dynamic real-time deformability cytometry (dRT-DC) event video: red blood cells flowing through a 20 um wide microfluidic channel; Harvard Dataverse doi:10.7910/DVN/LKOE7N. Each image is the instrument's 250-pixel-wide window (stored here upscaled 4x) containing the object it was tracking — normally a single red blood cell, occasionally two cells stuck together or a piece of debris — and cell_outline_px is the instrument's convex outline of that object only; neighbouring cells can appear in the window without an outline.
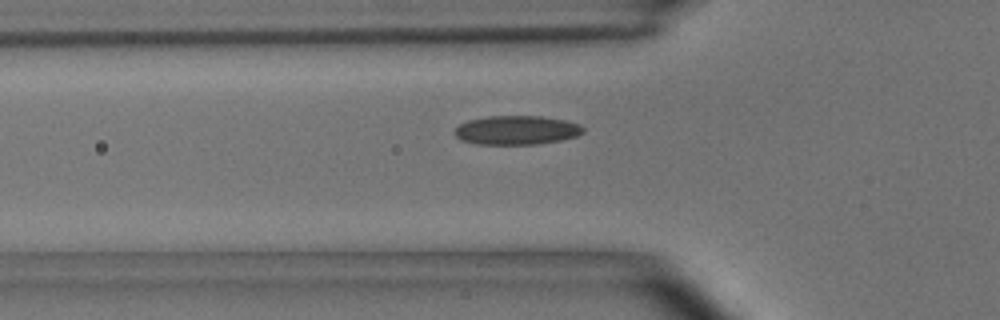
{"species": "common noctule bat (a hibernating species)", "species_latin": "Nyctalus noctula", "temperature_condition": "room temperature", "stored_images_in_passage": 39, "camera_frame_rate_fps": 3000, "um_per_image_px": 0.085, "animal": {"sex": "male", "body_mass_g": 15.6}, "frame": {"image": 1, "passage_image": 3, "time_ms": 0.667, "image_size_px": [1000, 320], "cell_outline_px": [[584, 132], [576, 136], [560, 140], [536, 144], [476, 144], [460, 140], [452, 132], [460, 124], [468, 120], [488, 116], [540, 116], [564, 120], [580, 124], [584, 128]], "centroid_in_image_um": [43.89, 11.06], "position_along_channel_um": 81.9, "area_um2": 21.73}}
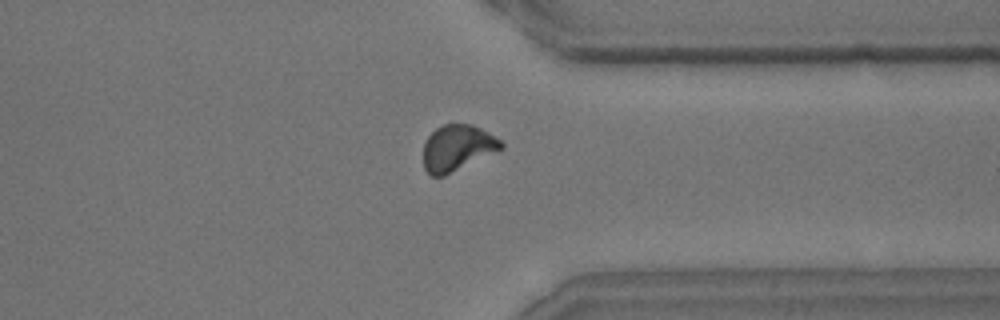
{"frame": {"image": 2, "passage_image": 27, "time_ms": 8.667, "image_size_px": [1000, 320], "cell_outline_px": [[504, 148], [444, 176], [432, 176], [424, 168], [424, 144], [428, 136], [436, 128], [444, 124], [472, 124], [488, 132], [500, 140], [504, 144]], "centroid_in_image_um": [38.88, 12.56], "position_along_channel_um": 372.5, "area_um2": 20.69}}
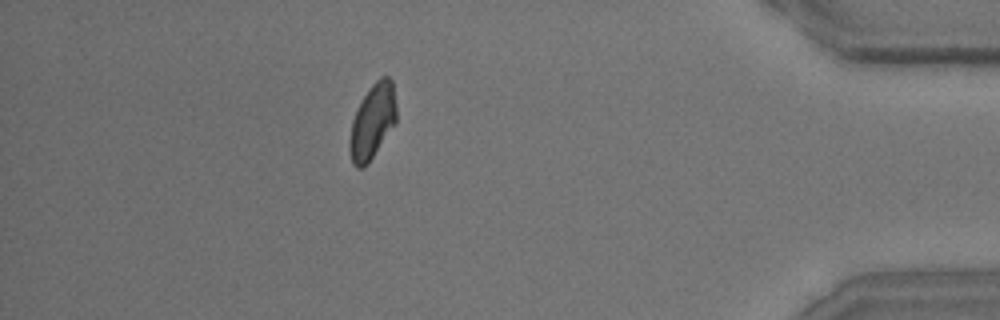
{"frame": {"image": 3, "passage_image": 33, "time_ms": 10.667, "image_size_px": [1000, 320], "cell_outline_px": [[396, 124], [368, 164], [364, 168], [356, 168], [352, 164], [348, 152], [348, 140], [352, 120], [364, 96], [372, 84], [380, 76], [388, 76], [392, 80], [396, 104]], "centroid_in_image_um": [31.65, 10.38], "position_along_channel_um": 403.5, "area_um2": 20.75}, "authors_computed_cell_mechanics": {"area_um2": 20.7502, "velocity_mm_per_s": 3.6572, "shape_relaxation_time_tau1_ms": 5.2217, "shape_relaxation_time_tau2_ms": 3.3859, "deformation_change_tau1": 0.1172, "deformation_change_tau2": 0.0759}}